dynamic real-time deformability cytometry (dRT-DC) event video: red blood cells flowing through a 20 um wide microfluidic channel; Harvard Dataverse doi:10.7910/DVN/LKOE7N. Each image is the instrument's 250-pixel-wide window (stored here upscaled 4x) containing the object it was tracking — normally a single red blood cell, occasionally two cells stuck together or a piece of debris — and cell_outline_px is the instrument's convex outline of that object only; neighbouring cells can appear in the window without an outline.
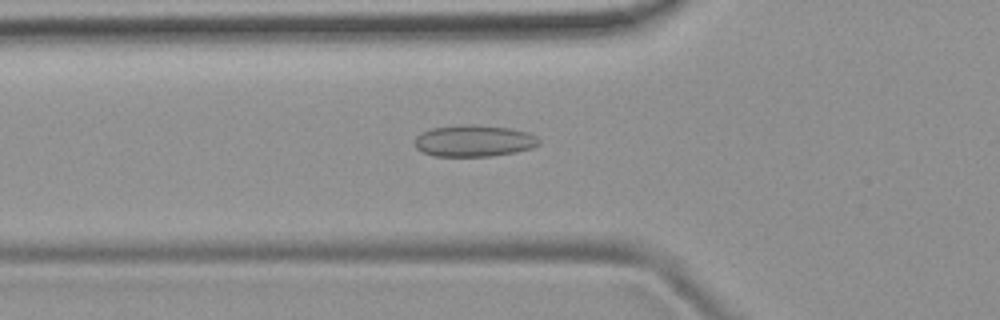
{"species": "common noctule bat (a hibernating species)", "species_latin": "Nyctalus noctula", "temperature_condition": "room temperature", "stored_images_in_passage": 37, "camera_frame_rate_fps": 3000, "um_per_image_px": 0.085, "animal": {"sex": "female", "body_mass_g": 19.9}, "frame": {"image": 1, "passage_image": 15, "time_ms": 4.667, "image_size_px": [1000, 320], "cell_outline_px": [[540, 144], [532, 148], [516, 152], [492, 156], [432, 156], [416, 148], [416, 136], [432, 128], [460, 124], [476, 124], [512, 128], [528, 132], [536, 136], [540, 140]], "centroid_in_image_um": [40.33, 11.96], "position_along_channel_um": 85.5, "area_um2": 23.06}}
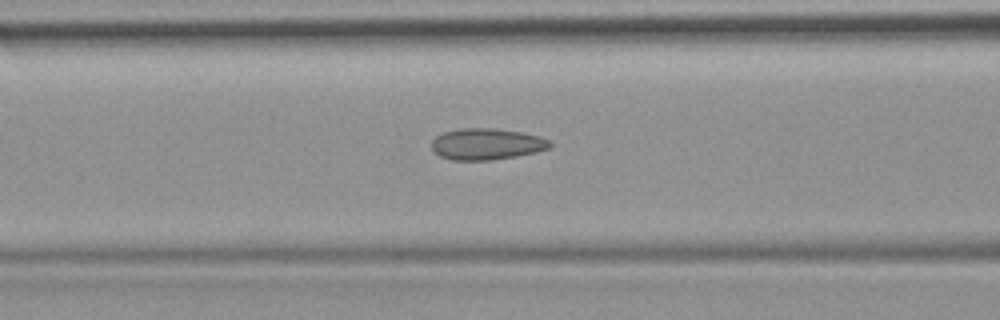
{"frame": {"image": 2, "passage_image": 18, "time_ms": 5.667, "image_size_px": [1000, 320], "cell_outline_px": [[552, 144], [548, 148], [536, 152], [516, 156], [492, 160], [452, 160], [440, 156], [432, 152], [432, 140], [436, 136], [444, 132], [460, 128], [496, 128], [524, 132], [548, 140]], "centroid_in_image_um": [41.32, 12.24], "position_along_channel_um": 125.3, "area_um2": 21.68}}
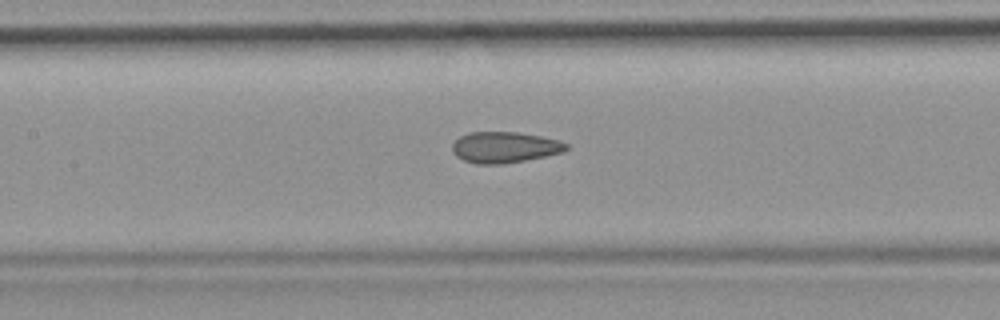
{"frame": {"image": 3, "passage_image": 21, "time_ms": 6.667, "image_size_px": [1000, 320], "cell_outline_px": [[568, 148], [564, 152], [504, 164], [476, 164], [464, 160], [456, 156], [452, 152], [452, 144], [460, 136], [468, 132], [516, 132], [540, 136], [560, 140], [568, 144]], "centroid_in_image_um": [42.88, 12.52], "position_along_channel_um": 164.5, "area_um2": 20.63}}